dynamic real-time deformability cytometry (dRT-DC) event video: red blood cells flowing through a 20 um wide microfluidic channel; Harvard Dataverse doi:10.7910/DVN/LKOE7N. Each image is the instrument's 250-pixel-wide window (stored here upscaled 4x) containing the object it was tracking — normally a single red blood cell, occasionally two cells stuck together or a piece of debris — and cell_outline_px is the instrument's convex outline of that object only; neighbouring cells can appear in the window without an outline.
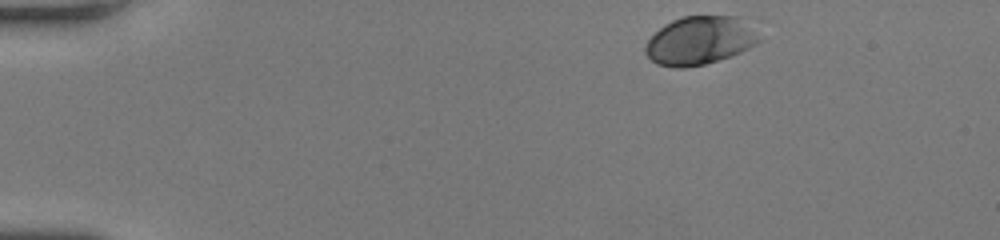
{"species": "human", "species_latin": "Homo sapiens", "temperature_condition": "room temperature", "stored_images_in_passage": 44, "camera_frame_rate_fps": 3000, "um_per_image_px": 0.085, "donor": {"sex": "female"}, "frame": {"image": 1, "passage_image": 1, "time_ms": 0.0, "image_size_px": [1000, 240], "cell_outline_px": [[764, 40], [740, 52], [704, 64], [684, 68], [676, 68], [656, 64], [644, 52], [644, 48], [648, 40], [664, 24], [672, 20], [684, 16], [740, 16]], "centroid_in_image_um": [59.48, 3.44], "position_along_channel_um": 25.5, "area_um2": 31.96}}
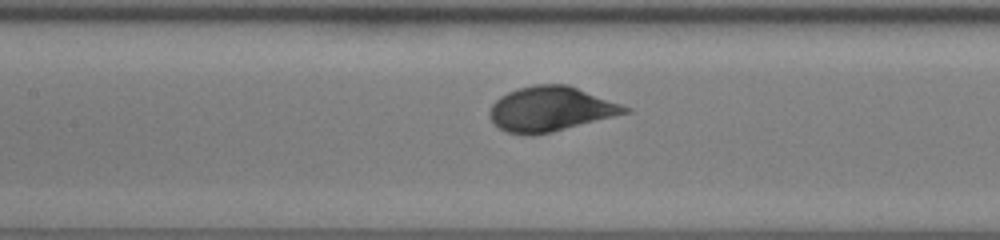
{"frame": {"image": 2, "passage_image": 18, "time_ms": 5.667, "image_size_px": [1000, 240], "cell_outline_px": [[632, 112], [552, 132], [532, 136], [508, 132], [500, 128], [492, 120], [488, 112], [492, 104], [500, 96], [516, 88], [532, 84], [568, 84], [632, 108]], "centroid_in_image_um": [46.82, 9.26], "position_along_channel_um": 160.6, "area_um2": 35.43}}
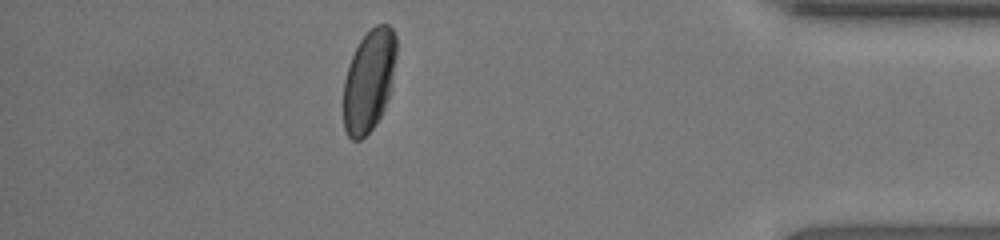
{"frame": {"image": 3, "passage_image": 38, "time_ms": 12.333, "image_size_px": [1000, 240], "cell_outline_px": [[396, 56], [392, 80], [388, 96], [384, 108], [380, 116], [372, 128], [360, 140], [352, 140], [348, 136], [344, 128], [344, 80], [348, 64], [360, 40], [376, 24], [388, 24], [392, 28], [396, 36]], "centroid_in_image_um": [31.36, 6.84], "position_along_channel_um": 403.8, "area_um2": 31.21}, "authors_computed_cell_mechanics": {"area_um2": 32.5414, "velocity_mm_per_s": 4.1864, "shape_relaxation_time_tau1_ms": 2.0915, "shape_relaxation_time_tau2_ms": null, "deformation_change_tau1": 0.138, "deformation_change_tau2": null}}